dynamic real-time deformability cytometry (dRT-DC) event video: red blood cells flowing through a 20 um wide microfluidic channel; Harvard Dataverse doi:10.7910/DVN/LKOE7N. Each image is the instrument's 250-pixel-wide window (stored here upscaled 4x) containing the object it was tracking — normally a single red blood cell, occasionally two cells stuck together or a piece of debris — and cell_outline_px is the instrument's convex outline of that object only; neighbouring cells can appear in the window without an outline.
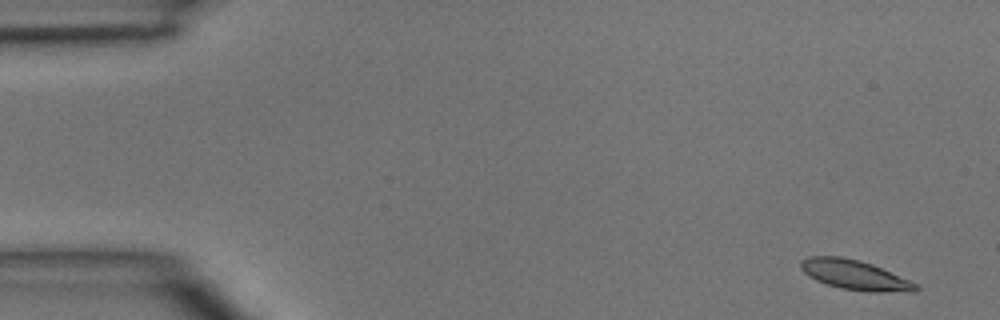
{"species": "common noctule bat (a hibernating species)", "species_latin": "Nyctalus noctula", "temperature_condition": "room temperature", "stored_images_in_passage": 4, "camera_frame_rate_fps": 3000, "um_per_image_px": 0.085, "animal": {"sex": "male", "body_mass_g": 15.6}, "frame": {"image": 1, "passage_image": 1, "time_ms": 0.0, "image_size_px": [1000, 320], "cell_outline_px": [[920, 288], [916, 292], [868, 292], [840, 288], [816, 280], [808, 276], [800, 268], [800, 260], [808, 256], [840, 256], [860, 260], [872, 264], [908, 280], [916, 284]], "centroid_in_image_um": [72.64, 23.37], "position_along_channel_um": 12.4, "area_um2": 19.94}}
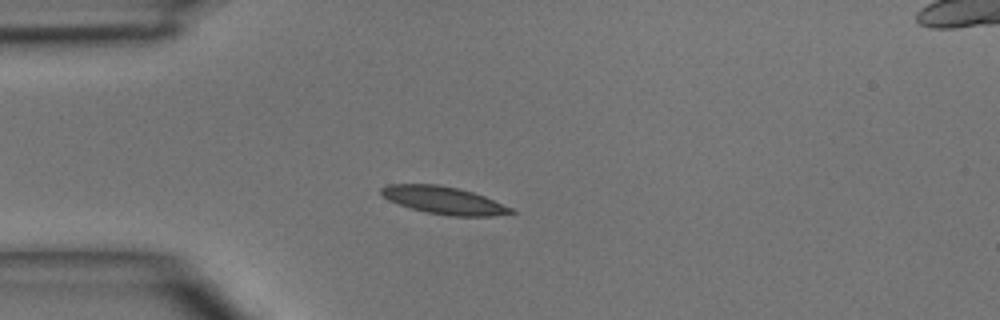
{"frame": {"image": 2, "passage_image": 4, "time_ms": 3.333, "image_size_px": [1000, 320], "cell_outline_px": [[516, 212], [492, 216], [448, 216], [424, 212], [388, 200], [380, 192], [380, 188], [388, 184], [440, 184], [472, 192], [484, 196], [512, 208]], "centroid_in_image_um": [37.71, 17.02], "position_along_channel_um": 47.3, "area_um2": 20.69}}